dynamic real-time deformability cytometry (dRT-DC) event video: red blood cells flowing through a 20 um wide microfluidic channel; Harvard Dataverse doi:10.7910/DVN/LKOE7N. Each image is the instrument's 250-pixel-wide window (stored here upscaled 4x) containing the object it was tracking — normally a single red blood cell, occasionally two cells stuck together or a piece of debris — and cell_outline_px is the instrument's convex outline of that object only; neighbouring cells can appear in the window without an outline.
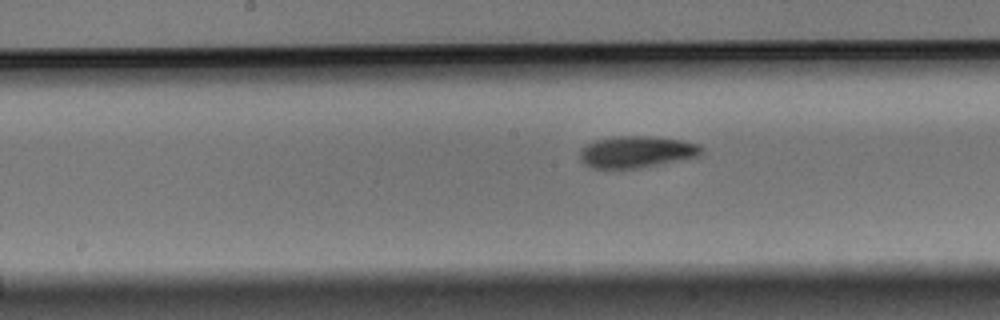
{"species": "Egyptian fruit bat (a non-hibernating species)", "species_latin": "Rousettus aegyptiacus", "temperature_condition": "warm", "stored_images_in_passage": 6, "camera_frame_rate_fps": 3000, "um_per_image_px": 0.085, "animal": {"sex": "male"}, "frame": {"image": 1, "passage_image": 6, "time_ms": 1.667, "image_size_px": [1000, 320], "cell_outline_px": [[704, 148], [700, 156], [684, 160], [640, 168], [592, 168], [584, 164], [580, 156], [580, 152], [588, 144], [596, 140], [612, 136], [656, 136], [684, 140], [700, 144]], "centroid_in_image_um": [54.2, 12.9], "position_along_channel_um": 194.0, "area_um2": 22.77}}